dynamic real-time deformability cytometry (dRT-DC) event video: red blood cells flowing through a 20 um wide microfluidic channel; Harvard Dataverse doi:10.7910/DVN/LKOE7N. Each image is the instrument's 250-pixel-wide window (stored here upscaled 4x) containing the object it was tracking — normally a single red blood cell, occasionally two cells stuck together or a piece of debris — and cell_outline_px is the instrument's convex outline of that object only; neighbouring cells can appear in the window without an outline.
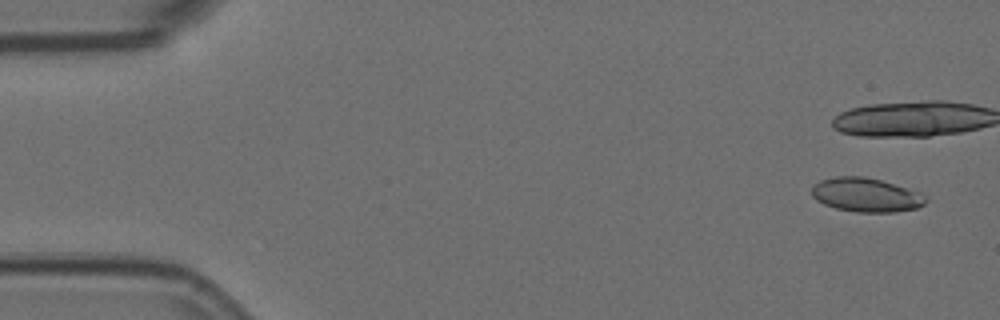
{"species": "Egyptian fruit bat (a non-hibernating species)", "species_latin": "Rousettus aegyptiacus", "temperature_condition": "room temperature", "stored_images_in_passage": 7, "camera_frame_rate_fps": 3000, "um_per_image_px": 0.085, "animal": {"sex": "female"}, "frame": {"image": 1, "passage_image": 1, "time_ms": 0.0, "image_size_px": [1000, 320], "cell_outline_px": [[924, 204], [916, 208], [896, 212], [856, 212], [836, 208], [824, 204], [816, 200], [812, 196], [812, 184], [820, 180], [836, 176], [864, 176], [880, 180], [920, 192], [924, 196]], "centroid_in_image_um": [73.56, 16.56], "position_along_channel_um": 11.4, "area_um2": 22.48}}